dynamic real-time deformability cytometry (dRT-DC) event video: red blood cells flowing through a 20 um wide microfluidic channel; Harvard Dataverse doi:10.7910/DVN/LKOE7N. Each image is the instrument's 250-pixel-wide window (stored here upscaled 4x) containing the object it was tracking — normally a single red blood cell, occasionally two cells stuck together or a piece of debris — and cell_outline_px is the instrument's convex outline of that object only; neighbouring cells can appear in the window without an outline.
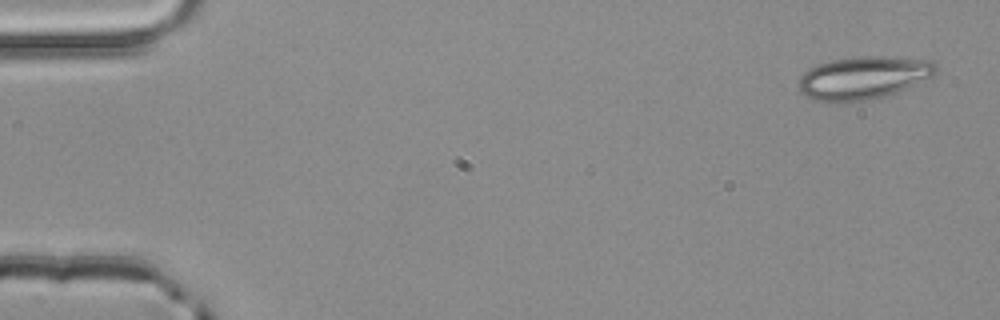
{"species": "common noctule bat (a hibernating species)", "species_latin": "Nyctalus noctula", "temperature_condition": "room temperature", "stored_images_in_passage": 4, "camera_frame_rate_fps": 3000, "um_per_image_px": 0.085, "animal": {"sex": "male", "body_mass_g": 20.4}, "frame": {"image": 1, "passage_image": 1, "time_ms": 0.0, "image_size_px": [1000, 320], "cell_outline_px": [[936, 76], [884, 96], [848, 104], [812, 100], [804, 96], [800, 92], [800, 76], [808, 68], [832, 60], [860, 56], [884, 56], [928, 60], [936, 64]], "centroid_in_image_um": [73.36, 6.63], "position_along_channel_um": 11.6, "area_um2": 34.51}}